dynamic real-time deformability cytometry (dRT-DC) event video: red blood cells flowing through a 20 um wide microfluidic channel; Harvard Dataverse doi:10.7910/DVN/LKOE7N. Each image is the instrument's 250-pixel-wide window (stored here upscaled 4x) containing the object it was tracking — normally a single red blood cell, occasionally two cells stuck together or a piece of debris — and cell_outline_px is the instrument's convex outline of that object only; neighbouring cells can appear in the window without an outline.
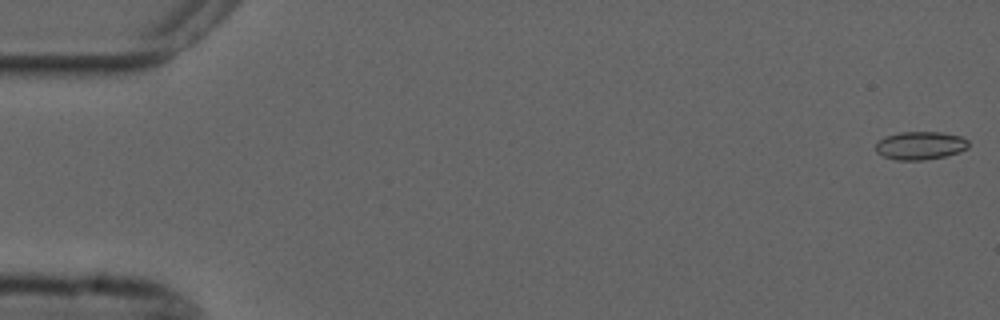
{"species": "common noctule bat (a hibernating species)", "species_latin": "Nyctalus noctula", "temperature_condition": "cold", "stored_images_in_passage": 55, "camera_frame_rate_fps": 3000, "um_per_image_px": 0.085, "animal": {"sex": "male", "forearm_length_mm": 52.5}, "frame": {"image": 1, "passage_image": 1, "time_ms": 0.0, "image_size_px": [1000, 320], "cell_outline_px": [[968, 148], [944, 156], [924, 160], [896, 160], [884, 156], [876, 152], [876, 144], [884, 136], [900, 132], [940, 132], [960, 136], [968, 140]], "centroid_in_image_um": [78.2, 12.36], "position_along_channel_um": 6.8, "area_um2": 15.09}}
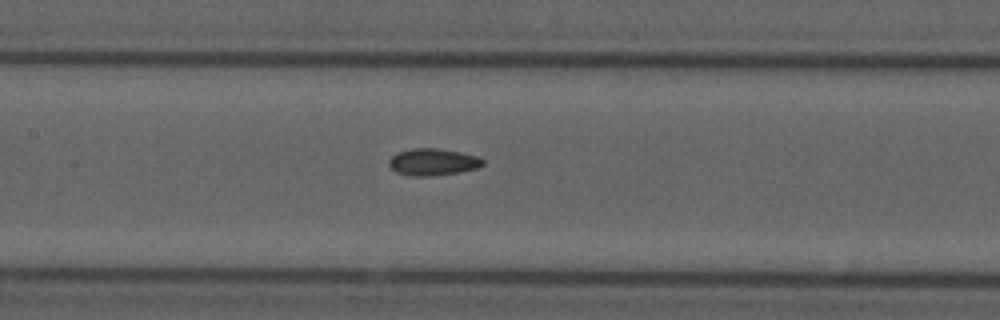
{"frame": {"image": 2, "passage_image": 26, "time_ms": 8.333, "image_size_px": [1000, 320], "cell_outline_px": [[484, 164], [476, 168], [460, 172], [428, 176], [412, 176], [396, 172], [388, 164], [388, 160], [396, 152], [412, 148], [436, 148], [460, 152], [480, 156], [484, 160]], "centroid_in_image_um": [36.79, 13.76], "position_along_channel_um": 170.6, "area_um2": 14.8}}
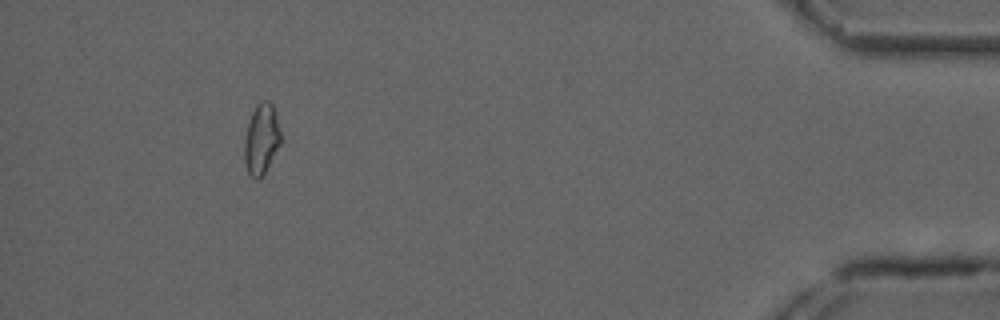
{"frame": {"image": 3, "passage_image": 51, "time_ms": 16.667, "image_size_px": [1000, 320], "cell_outline_px": [[280, 144], [260, 180], [252, 176], [248, 172], [244, 160], [244, 140], [248, 124], [252, 112], [256, 104], [260, 100], [268, 100], [272, 104], [276, 116], [280, 132]], "centroid_in_image_um": [22.2, 11.8], "position_along_channel_um": 413.0, "area_um2": 14.74}, "authors_computed_cell_mechanics": {"area_um2": 14.45, "velocity_mm_per_s": 3.693, "shape_relaxation_time_tau1_ms": null, "shape_relaxation_time_tau2_ms": 3.059, "deformation_change_tau1": null, "deformation_change_tau2": 0.0795}}